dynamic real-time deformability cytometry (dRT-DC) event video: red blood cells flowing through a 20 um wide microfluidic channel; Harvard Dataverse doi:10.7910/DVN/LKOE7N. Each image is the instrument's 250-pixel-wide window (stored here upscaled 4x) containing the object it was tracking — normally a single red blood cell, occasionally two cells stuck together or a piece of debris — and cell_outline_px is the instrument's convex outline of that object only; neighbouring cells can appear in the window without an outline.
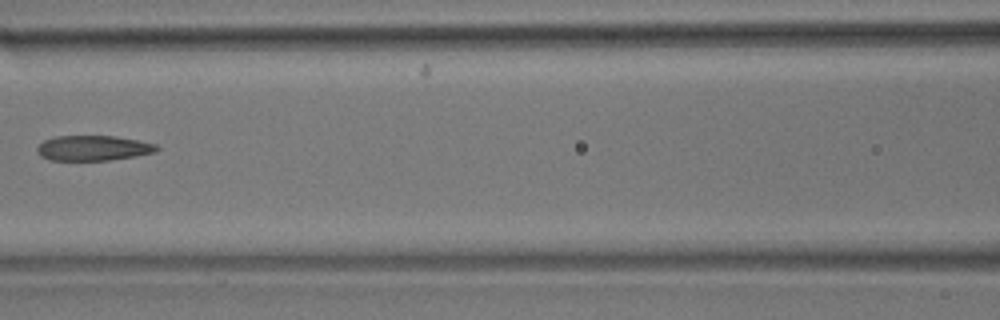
{"species": "common noctule bat (a hibernating species)", "species_latin": "Nyctalus noctula", "temperature_condition": "room temperature", "stored_images_in_passage": 7, "camera_frame_rate_fps": 3000, "um_per_image_px": 0.085, "animal": {"sex": "male", "body_mass_g": 17.9}, "frame": {"image": 1, "passage_image": 7, "time_ms": 2.0, "image_size_px": [1000, 320], "cell_outline_px": [[160, 148], [156, 152], [136, 156], [112, 160], [48, 160], [40, 156], [36, 152], [36, 148], [44, 140], [56, 136], [116, 136], [156, 144]], "centroid_in_image_um": [7.91, 12.59], "position_along_channel_um": 158.7, "area_um2": 17.63}}